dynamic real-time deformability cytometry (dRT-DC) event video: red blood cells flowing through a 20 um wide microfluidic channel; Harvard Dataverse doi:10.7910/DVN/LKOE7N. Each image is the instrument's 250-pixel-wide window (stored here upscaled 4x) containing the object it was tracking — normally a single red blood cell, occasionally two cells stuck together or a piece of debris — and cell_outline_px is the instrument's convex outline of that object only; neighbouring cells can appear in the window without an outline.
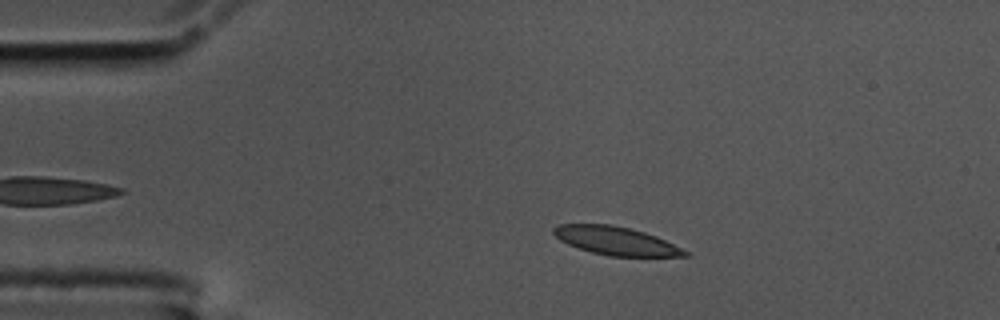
{"species": "common noctule bat (a hibernating species)", "species_latin": "Nyctalus noctula", "temperature_condition": "cold", "stored_images_in_passage": 49, "camera_frame_rate_fps": 3000, "um_per_image_px": 0.085, "animal": {"sex": "male", "body_mass_g": 17.5, "forearm_length_mm": 52.3}, "frame": {"image": 1, "passage_image": 9, "time_ms": 2.667, "image_size_px": [1000, 320], "cell_outline_px": [[692, 256], [608, 256], [592, 252], [568, 244], [560, 240], [552, 232], [552, 228], [556, 224], [612, 224], [644, 232], [656, 236], [692, 252]], "centroid_in_image_um": [52.39, 20.47], "position_along_channel_um": 32.6, "area_um2": 21.73}}
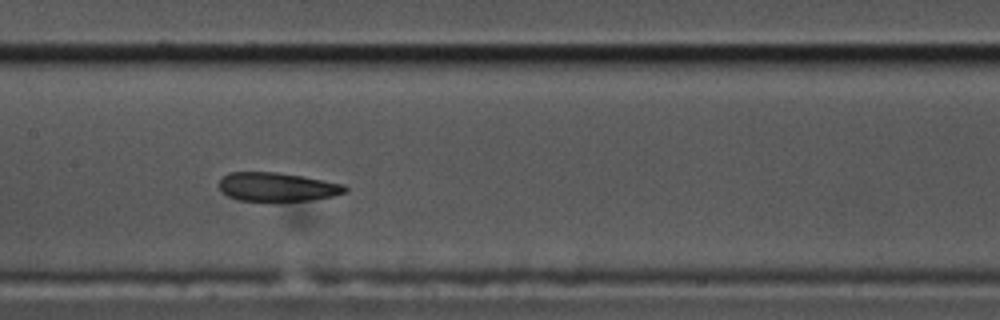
{"frame": {"image": 2, "passage_image": 26, "time_ms": 8.333, "image_size_px": [1000, 320], "cell_outline_px": [[348, 192], [332, 196], [312, 200], [240, 200], [228, 196], [220, 192], [220, 180], [228, 172], [276, 172], [304, 176], [344, 184], [348, 188]], "centroid_in_image_um": [23.59, 15.87], "position_along_channel_um": 183.8, "area_um2": 21.04}}
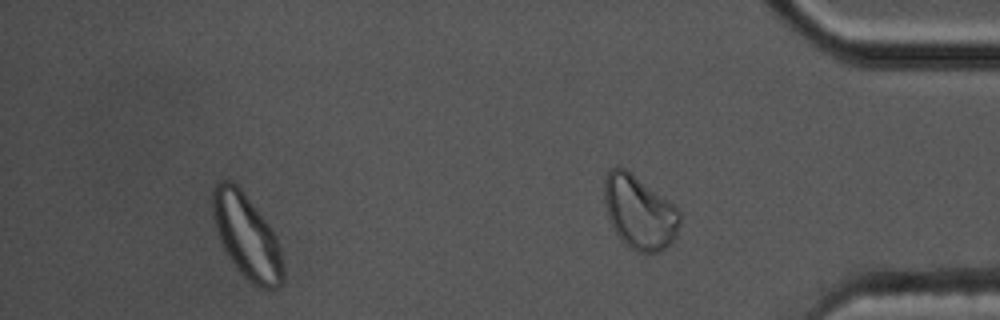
{"frame": {"image": 3, "passage_image": 44, "time_ms": 14.333, "image_size_px": [1000, 320], "cell_outline_px": [[284, 280], [272, 292], [260, 288], [248, 280], [236, 268], [228, 256], [220, 240], [212, 216], [212, 192], [216, 184], [220, 180], [228, 180], [236, 184], [240, 188], [272, 228], [276, 236], [284, 268]], "centroid_in_image_um": [20.98, 20.12], "position_along_channel_um": 414.2, "area_um2": 34.62}, "authors_computed_cell_mechanics": {"area_um2": 22.3686, "velocity_mm_per_s": 3.4454, "shape_relaxation_time_tau1_ms": 3.7171, "shape_relaxation_time_tau2_ms": 2.0997, "deformation_change_tau1": 0.1389, "deformation_change_tau2": 0.0879}}